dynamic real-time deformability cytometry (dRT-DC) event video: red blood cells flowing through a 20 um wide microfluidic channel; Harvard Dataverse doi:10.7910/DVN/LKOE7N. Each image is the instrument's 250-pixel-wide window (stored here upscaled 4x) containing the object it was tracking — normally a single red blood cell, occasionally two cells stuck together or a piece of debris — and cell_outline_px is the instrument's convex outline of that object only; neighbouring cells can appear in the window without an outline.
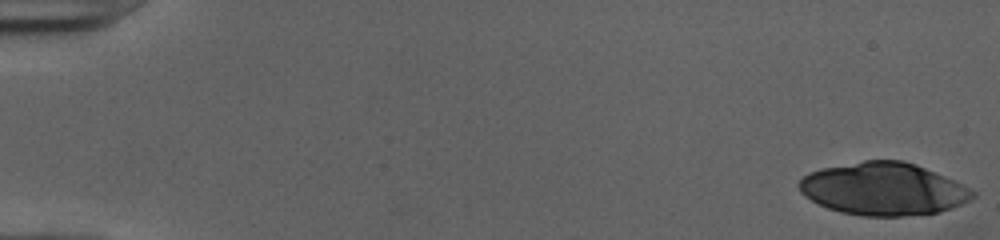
{"species": "human", "species_latin": "Homo sapiens", "temperature_condition": "cold", "stored_images_in_passage": 24, "camera_frame_rate_fps": 3000, "um_per_image_px": 0.085, "donor": {"sex": "female"}, "frame": {"image": 1, "passage_image": 1, "time_ms": 0.0, "image_size_px": [1000, 240], "cell_outline_px": [[976, 196], [972, 200], [952, 208], [940, 212], [904, 216], [860, 216], [840, 212], [828, 208], [804, 196], [800, 192], [796, 184], [808, 172], [824, 168], [864, 160], [904, 160], [916, 164], [956, 180], [976, 192]], "centroid_in_image_um": [75.12, 16.06], "position_along_channel_um": 9.9, "area_um2": 53.58}}
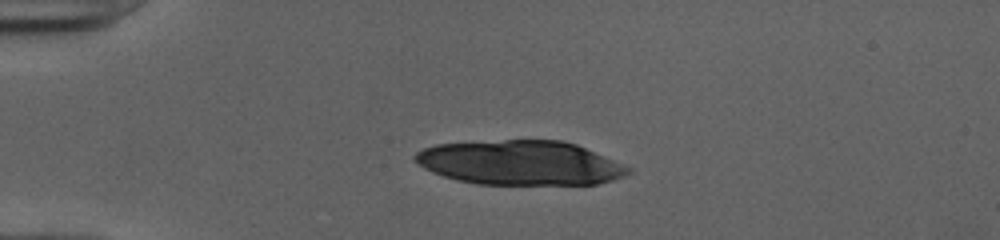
{"frame": {"image": 2, "passage_image": 13, "time_ms": 4.0, "image_size_px": [1000, 240], "cell_outline_px": [[632, 172], [624, 176], [612, 180], [596, 184], [476, 184], [456, 180], [432, 172], [424, 168], [412, 160], [412, 156], [416, 152], [424, 148], [436, 144], [504, 140], [564, 140], [576, 144], [632, 168]], "centroid_in_image_um": [44.19, 13.84], "position_along_channel_um": 40.8, "area_um2": 55.26}}